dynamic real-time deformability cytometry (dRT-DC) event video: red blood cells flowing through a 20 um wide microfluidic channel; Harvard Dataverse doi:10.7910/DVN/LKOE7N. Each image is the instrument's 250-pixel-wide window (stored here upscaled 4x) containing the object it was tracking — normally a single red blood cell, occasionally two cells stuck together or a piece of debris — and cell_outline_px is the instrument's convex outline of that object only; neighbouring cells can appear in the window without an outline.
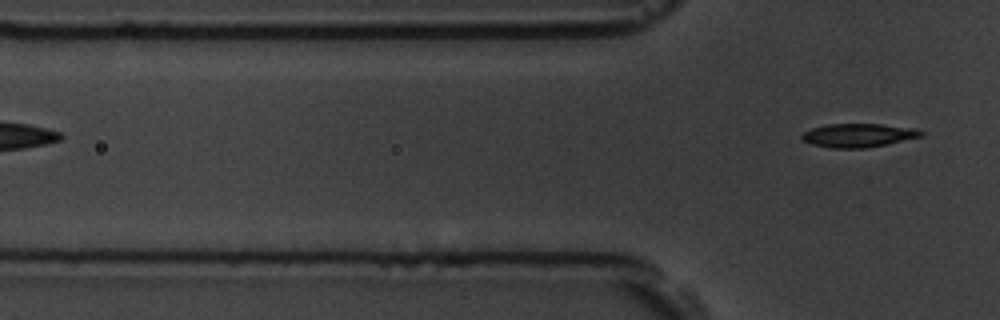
{"species": "common noctule bat (a hibernating species)", "species_latin": "Nyctalus noctula", "temperature_condition": "room temperature", "stored_images_in_passage": 4, "camera_frame_rate_fps": 3000, "um_per_image_px": 0.085, "animal": {"sex": "male", "body_mass_g": 19.5, "forearm_length_mm": 54.6}, "frame": {"image": 1, "passage_image": 4, "time_ms": 3.667, "image_size_px": [1000, 320], "cell_outline_px": [[924, 136], [888, 144], [864, 148], [832, 148], [812, 144], [804, 140], [800, 136], [804, 132], [812, 128], [828, 124], [880, 124], [916, 128], [924, 132]], "centroid_in_image_um": [73.01, 11.5], "position_along_channel_um": 52.8, "area_um2": 16.42}}